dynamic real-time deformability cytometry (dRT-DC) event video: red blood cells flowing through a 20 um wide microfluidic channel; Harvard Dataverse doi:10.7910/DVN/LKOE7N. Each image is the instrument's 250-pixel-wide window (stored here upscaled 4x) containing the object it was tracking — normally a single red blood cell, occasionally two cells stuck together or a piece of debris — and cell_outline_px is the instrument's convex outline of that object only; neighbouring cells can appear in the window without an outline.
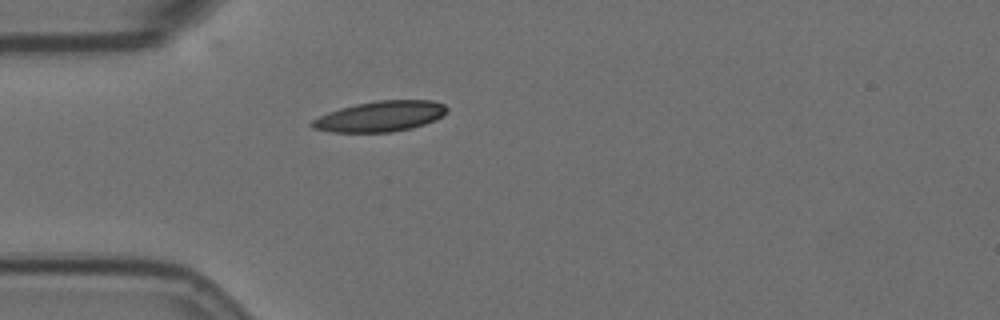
{"species": "Egyptian fruit bat (a non-hibernating species)", "species_latin": "Rousettus aegyptiacus", "temperature_condition": "room temperature", "stored_images_in_passage": 10, "camera_frame_rate_fps": 3000, "um_per_image_px": 0.085, "animal": {"sex": "female"}, "frame": {"image": 1, "passage_image": 1, "time_ms": 0.0, "image_size_px": [1000, 320], "cell_outline_px": [[448, 112], [436, 120], [412, 128], [392, 132], [332, 132], [312, 128], [308, 124], [312, 120], [328, 112], [340, 108], [356, 104], [376, 100], [432, 100], [444, 104], [448, 108]], "centroid_in_image_um": [32.34, 9.89], "position_along_channel_um": 52.7, "area_um2": 24.16}}
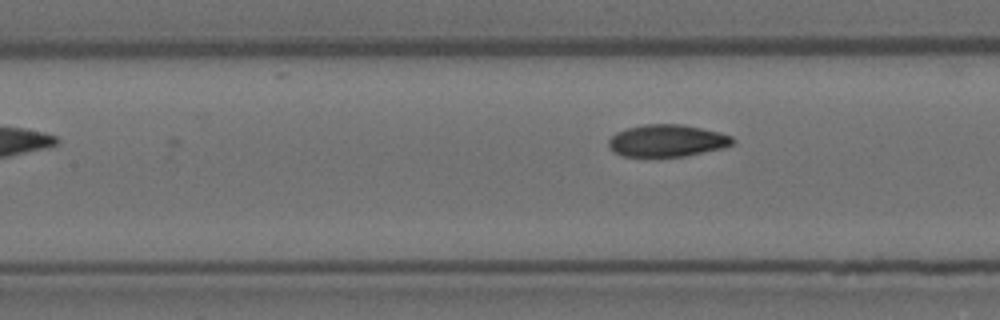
{"frame": {"image": 2, "passage_image": 10, "time_ms": 3.0, "image_size_px": [1000, 320], "cell_outline_px": [[736, 140], [732, 144], [724, 148], [684, 156], [624, 156], [616, 152], [608, 144], [608, 140], [616, 132], [628, 128], [644, 124], [680, 124], [720, 132], [732, 136]], "centroid_in_image_um": [56.74, 11.95], "position_along_channel_um": 150.7, "area_um2": 23.0}}